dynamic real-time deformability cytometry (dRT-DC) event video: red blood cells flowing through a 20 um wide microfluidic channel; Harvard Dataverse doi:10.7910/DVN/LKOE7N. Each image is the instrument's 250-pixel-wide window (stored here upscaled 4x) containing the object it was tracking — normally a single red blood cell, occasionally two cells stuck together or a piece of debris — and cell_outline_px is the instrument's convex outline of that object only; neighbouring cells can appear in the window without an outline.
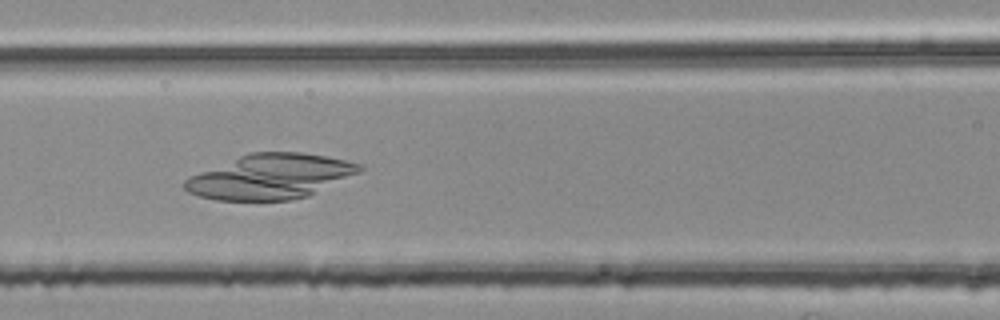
{"species": "common noctule bat (a hibernating species)", "species_latin": "Nyctalus noctula", "temperature_condition": "room temperature", "stored_images_in_passage": 51, "camera_frame_rate_fps": 3000, "um_per_image_px": 0.085, "animal": {"sex": "female", "body_mass_g": 25.1}, "frame": {"image": 1, "passage_image": 24, "time_ms": 7.667, "image_size_px": [1000, 320], "cell_outline_px": [[364, 168], [360, 172], [308, 196], [292, 200], [216, 200], [200, 196], [188, 192], [184, 188], [184, 180], [200, 172], [240, 156], [252, 152], [300, 152], [328, 156], [360, 164]], "centroid_in_image_um": [23.01, 15.01], "position_along_channel_um": 143.6, "area_um2": 45.2}}
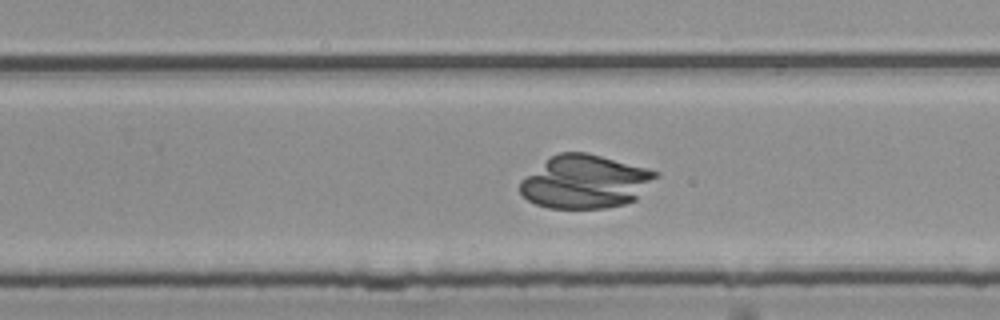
{"frame": {"image": 2, "passage_image": 35, "time_ms": 11.333, "image_size_px": [1000, 320], "cell_outline_px": [[660, 176], [636, 200], [624, 204], [608, 208], [548, 208], [536, 204], [528, 200], [520, 192], [520, 180], [552, 156], [560, 152], [588, 152], [648, 168], [660, 172]], "centroid_in_image_um": [49.8, 15.45], "position_along_channel_um": 280.0, "area_um2": 42.37}}
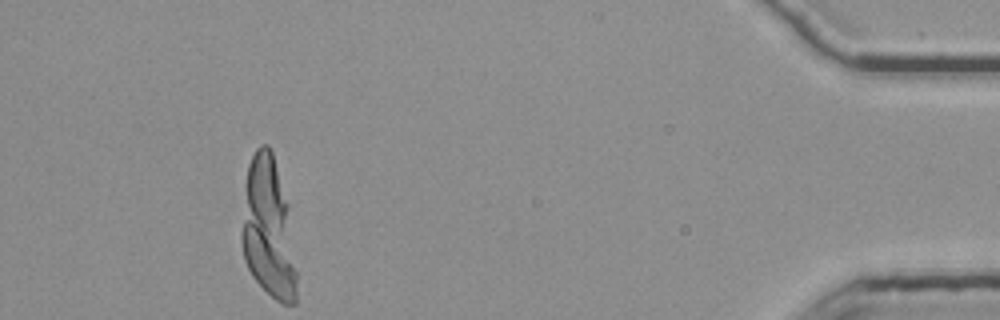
{"frame": {"image": 3, "passage_image": 51, "time_ms": 16.667, "image_size_px": [1000, 320], "cell_outline_px": [[296, 304], [284, 304], [276, 300], [252, 276], [244, 260], [240, 236], [248, 164], [256, 148], [260, 144], [268, 144], [272, 152], [288, 204], [296, 272]], "centroid_in_image_um": [22.79, 19.43], "position_along_channel_um": 412.4, "area_um2": 44.68}}